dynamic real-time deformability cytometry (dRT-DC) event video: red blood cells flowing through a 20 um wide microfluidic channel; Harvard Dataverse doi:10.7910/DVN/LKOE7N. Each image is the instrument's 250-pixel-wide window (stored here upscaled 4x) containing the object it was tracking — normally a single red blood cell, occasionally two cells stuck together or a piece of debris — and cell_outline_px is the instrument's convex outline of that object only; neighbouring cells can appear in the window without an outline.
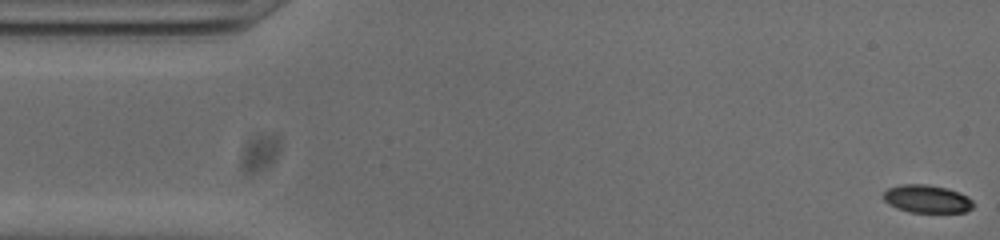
{"species": "common noctule bat (a hibernating species)", "species_latin": "Nyctalus noctula", "temperature_condition": "cold", "stored_images_in_passage": 53, "camera_frame_rate_fps": 3000, "um_per_image_px": 0.085, "animal": {"sex": "male", "body_mass_g": 20.0, "forearm_length_mm": 53.3}, "frame": {"image": 1, "passage_image": 1, "time_ms": 0.0, "image_size_px": [1000, 240], "cell_outline_px": [[972, 208], [964, 212], [908, 212], [896, 208], [888, 204], [880, 196], [888, 188], [900, 184], [928, 184], [948, 188], [960, 192], [968, 196], [972, 200]], "centroid_in_image_um": [78.75, 16.89], "position_along_channel_um": 6.2, "area_um2": 14.85}}
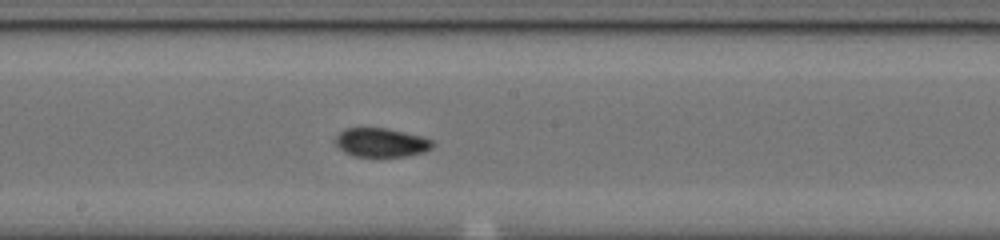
{"frame": {"image": 2, "passage_image": 27, "time_ms": 8.667, "image_size_px": [1000, 240], "cell_outline_px": [[436, 144], [432, 148], [424, 152], [408, 156], [352, 156], [344, 152], [332, 140], [344, 128], [388, 128], [420, 136], [432, 140]], "centroid_in_image_um": [32.39, 12.11], "position_along_channel_um": 215.8, "area_um2": 16.47}}
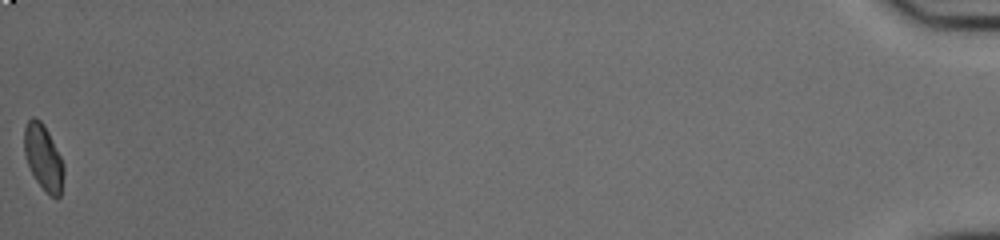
{"frame": {"image": 3, "passage_image": 53, "time_ms": 17.333, "image_size_px": [1000, 240], "cell_outline_px": [[64, 172], [60, 196], [56, 200], [48, 196], [36, 180], [28, 164], [24, 152], [24, 128], [28, 120], [32, 116], [36, 116], [44, 124], [64, 164]], "centroid_in_image_um": [3.69, 13.4], "position_along_channel_um": 431.5, "area_um2": 15.2}, "authors_computed_cell_mechanics": {"area_um2": 15.7794, "velocity_mm_per_s": 3.8019, "shape_relaxation_time_tau1_ms": null, "shape_relaxation_time_tau2_ms": 1.9174, "deformation_change_tau1": null, "deformation_change_tau2": 0.058}}